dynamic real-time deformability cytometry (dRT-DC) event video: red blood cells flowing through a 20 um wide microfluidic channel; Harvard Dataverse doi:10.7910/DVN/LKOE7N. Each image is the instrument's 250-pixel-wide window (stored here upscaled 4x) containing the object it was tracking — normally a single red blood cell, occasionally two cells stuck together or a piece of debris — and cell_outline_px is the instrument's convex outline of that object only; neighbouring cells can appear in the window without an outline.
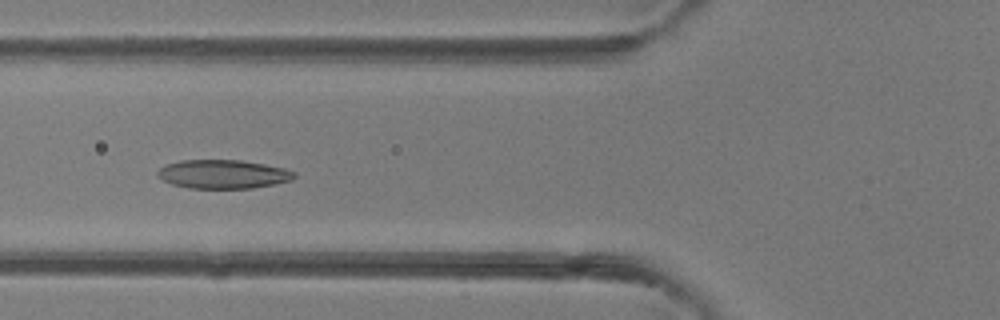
{"species": "common noctule bat (a hibernating species)", "species_latin": "Nyctalus noctula", "temperature_condition": "room temperature", "stored_images_in_passage": 5, "camera_frame_rate_fps": 3000, "um_per_image_px": 0.085, "animal": {"sex": "female"}, "frame": {"image": 1, "passage_image": 5, "time_ms": 4.667, "image_size_px": [1000, 320], "cell_outline_px": [[296, 176], [292, 180], [276, 184], [252, 188], [188, 188], [172, 184], [156, 176], [156, 172], [164, 164], [180, 160], [240, 160], [264, 164], [284, 168], [296, 172]], "centroid_in_image_um": [18.95, 14.8], "position_along_channel_um": 106.8, "area_um2": 23.06}}